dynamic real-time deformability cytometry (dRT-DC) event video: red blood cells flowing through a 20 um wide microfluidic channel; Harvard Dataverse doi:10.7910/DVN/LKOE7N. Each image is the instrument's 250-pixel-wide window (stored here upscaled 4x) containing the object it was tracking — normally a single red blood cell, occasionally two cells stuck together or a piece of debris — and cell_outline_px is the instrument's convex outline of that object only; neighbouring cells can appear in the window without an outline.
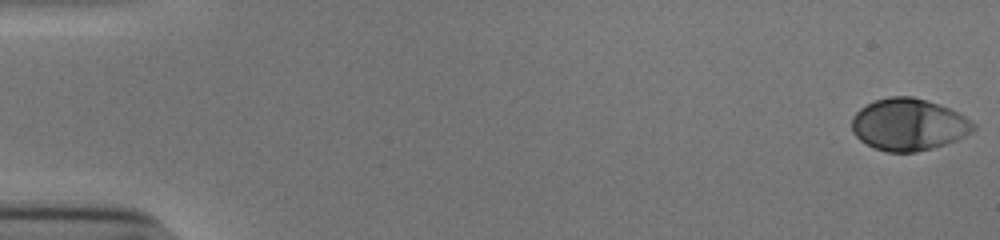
{"species": "human", "species_latin": "Homo sapiens", "temperature_condition": "cold", "stored_images_in_passage": 53, "camera_frame_rate_fps": 3000, "um_per_image_px": 0.085, "donor": {"sex": "male"}, "frame": {"image": 1, "passage_image": 1, "time_ms": 0.0, "image_size_px": [1000, 240], "cell_outline_px": [[976, 128], [972, 132], [956, 140], [932, 148], [916, 152], [888, 152], [876, 148], [860, 140], [852, 132], [852, 116], [860, 108], [876, 100], [888, 96], [912, 96], [928, 100], [948, 108], [972, 120], [976, 124]], "centroid_in_image_um": [77.24, 10.58], "position_along_channel_um": 7.8, "area_um2": 36.76}}
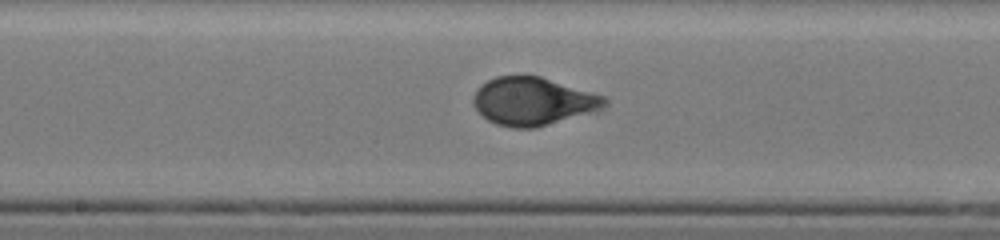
{"frame": {"image": 2, "passage_image": 29, "time_ms": 9.333, "image_size_px": [1000, 240], "cell_outline_px": [[608, 104], [600, 108], [536, 128], [512, 128], [496, 124], [488, 120], [472, 104], [472, 100], [476, 88], [488, 80], [496, 76], [540, 76], [604, 96], [608, 100]], "centroid_in_image_um": [45.24, 8.6], "position_along_channel_um": 203.0, "area_um2": 36.18}}
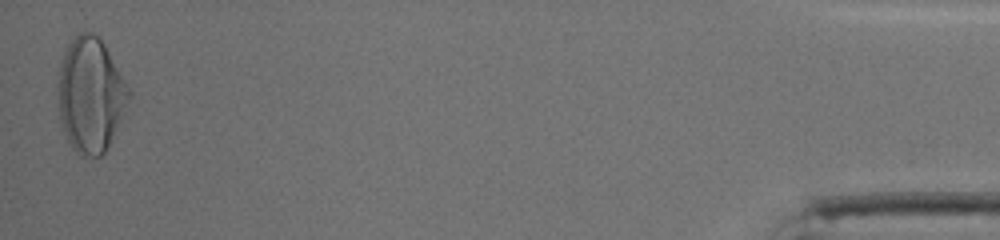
{"frame": {"image": 3, "passage_image": 53, "time_ms": 17.333, "image_size_px": [1000, 240], "cell_outline_px": [[132, 96], [104, 152], [100, 156], [80, 156], [72, 148], [64, 132], [60, 120], [56, 72], [64, 52], [68, 44], [80, 32], [92, 32], [104, 44], [132, 92]], "centroid_in_image_um": [7.67, 8.05], "position_along_channel_um": 427.5, "area_um2": 47.28}, "authors_computed_cell_mechanics": {"area_um2": 36.0094, "velocity_mm_per_s": 3.8762, "shape_relaxation_time_tau1_ms": 3.7946, "shape_relaxation_time_tau2_ms": null, "deformation_change_tau1": 0.1791, "deformation_change_tau2": null}}